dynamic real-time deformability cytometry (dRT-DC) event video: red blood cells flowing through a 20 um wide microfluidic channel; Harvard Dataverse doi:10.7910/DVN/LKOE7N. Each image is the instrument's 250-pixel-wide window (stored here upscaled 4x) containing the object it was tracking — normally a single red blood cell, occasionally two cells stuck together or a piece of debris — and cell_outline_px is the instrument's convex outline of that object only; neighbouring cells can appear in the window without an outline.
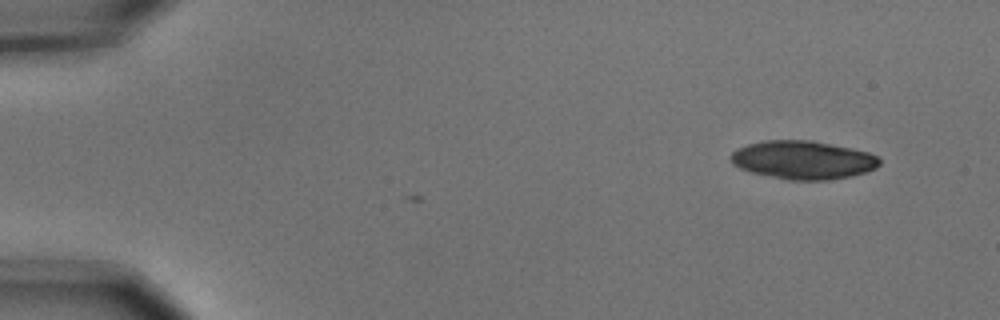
{"species": "common noctule bat (a hibernating species)", "species_latin": "Nyctalus noctula", "temperature_condition": "cold", "stored_images_in_passage": 4, "camera_frame_rate_fps": 3000, "um_per_image_px": 0.085, "animal": {"sex": "male", "body_mass_g": 15.6}, "frame": {"image": 1, "passage_image": 4, "time_ms": 1.0, "image_size_px": [1000, 320], "cell_outline_px": [[880, 164], [876, 168], [868, 172], [852, 176], [828, 180], [788, 180], [752, 172], [740, 168], [732, 164], [728, 160], [728, 156], [736, 148], [748, 144], [764, 140], [812, 140], [868, 152], [876, 156], [880, 160]], "centroid_in_image_um": [68.22, 13.6], "position_along_channel_um": 16.8, "area_um2": 33.47}}